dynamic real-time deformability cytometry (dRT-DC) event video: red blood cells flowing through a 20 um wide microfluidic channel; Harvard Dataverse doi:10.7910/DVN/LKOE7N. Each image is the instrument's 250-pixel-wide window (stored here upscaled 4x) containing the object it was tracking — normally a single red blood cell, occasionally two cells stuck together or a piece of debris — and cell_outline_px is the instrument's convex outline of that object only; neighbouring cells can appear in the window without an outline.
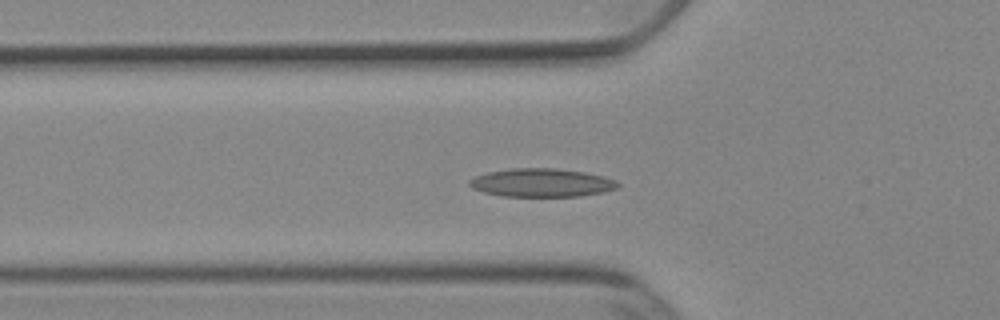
{"species": "Egyptian fruit bat (a non-hibernating species)", "species_latin": "Rousettus aegyptiacus", "temperature_condition": "cold", "stored_images_in_passage": 53, "camera_frame_rate_fps": 3000, "um_per_image_px": 0.085, "animal": {"sex": "female"}, "frame": {"image": 1, "passage_image": 18, "time_ms": 5.667, "image_size_px": [1000, 320], "cell_outline_px": [[620, 184], [616, 188], [604, 192], [580, 196], [504, 196], [484, 192], [472, 188], [468, 184], [468, 180], [476, 176], [488, 172], [512, 168], [556, 168], [584, 172], [604, 176], [616, 180]], "centroid_in_image_um": [46.05, 15.52], "position_along_channel_um": 79.8, "area_um2": 24.51}}
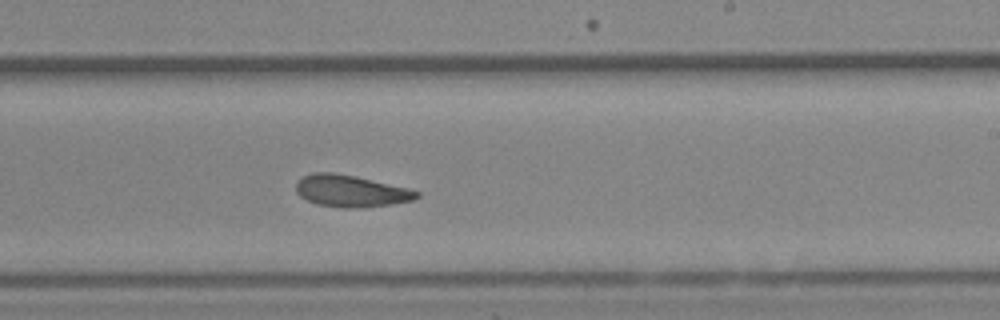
{"frame": {"image": 2, "passage_image": 32, "time_ms": 10.333, "image_size_px": [1000, 320], "cell_outline_px": [[420, 196], [412, 200], [392, 204], [364, 208], [344, 208], [316, 204], [300, 196], [296, 192], [296, 184], [304, 176], [312, 172], [332, 172], [356, 176], [408, 188], [420, 192]], "centroid_in_image_um": [29.83, 16.24], "position_along_channel_um": 259.2, "area_um2": 22.43}}
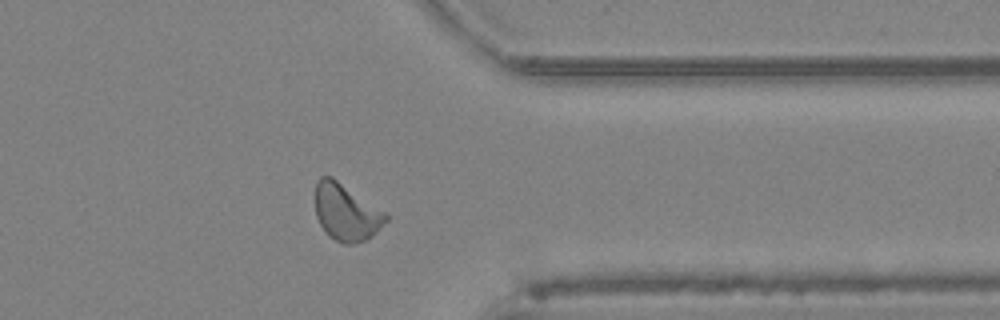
{"frame": {"image": 3, "passage_image": 42, "time_ms": 13.667, "image_size_px": [1000, 320], "cell_outline_px": [[388, 220], [372, 236], [364, 240], [352, 244], [344, 244], [328, 236], [324, 232], [316, 216], [316, 180], [320, 176], [332, 176], [388, 212]], "centroid_in_image_um": [29.45, 18.02], "position_along_channel_um": 382.0, "area_um2": 23.76}, "authors_computed_cell_mechanics": {"area_um2": 22.6576, "velocity_mm_per_s": 3.856, "shape_relaxation_time_tau1_ms": 6.4386, "shape_relaxation_time_tau2_ms": 4.5046, "deformation_change_tau1": 0.1447, "deformation_change_tau2": 0.1076}}